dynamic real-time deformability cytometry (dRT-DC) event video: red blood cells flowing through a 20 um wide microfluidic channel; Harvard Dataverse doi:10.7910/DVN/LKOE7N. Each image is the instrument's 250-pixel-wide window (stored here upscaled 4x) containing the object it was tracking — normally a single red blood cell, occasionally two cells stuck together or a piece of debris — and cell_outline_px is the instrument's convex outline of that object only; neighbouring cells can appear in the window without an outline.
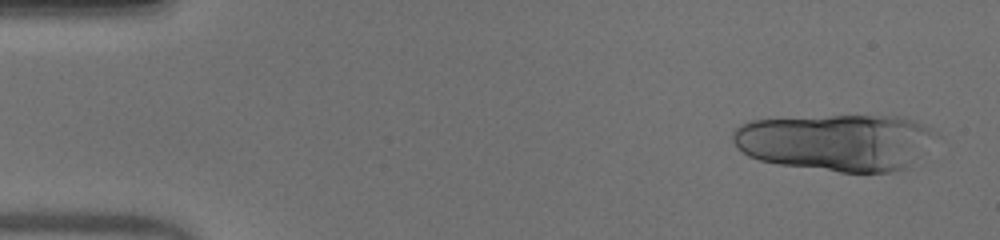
{"species": "human", "species_latin": "Homo sapiens", "temperature_condition": "warm", "stored_images_in_passage": 16, "camera_frame_rate_fps": 3000, "um_per_image_px": 0.085, "donor": {"sex": "male"}, "frame": {"image": 1, "passage_image": 3, "time_ms": 0.667, "image_size_px": [1000, 240], "cell_outline_px": [[940, 136], [904, 168], [888, 172], [840, 172], [780, 164], [760, 160], [748, 156], [736, 148], [732, 140], [732, 132], [740, 124], [748, 120], [828, 116], [900, 116], [912, 120], [932, 128]], "centroid_in_image_um": [71.04, 12.08], "position_along_channel_um": 14.0, "area_um2": 67.34}}